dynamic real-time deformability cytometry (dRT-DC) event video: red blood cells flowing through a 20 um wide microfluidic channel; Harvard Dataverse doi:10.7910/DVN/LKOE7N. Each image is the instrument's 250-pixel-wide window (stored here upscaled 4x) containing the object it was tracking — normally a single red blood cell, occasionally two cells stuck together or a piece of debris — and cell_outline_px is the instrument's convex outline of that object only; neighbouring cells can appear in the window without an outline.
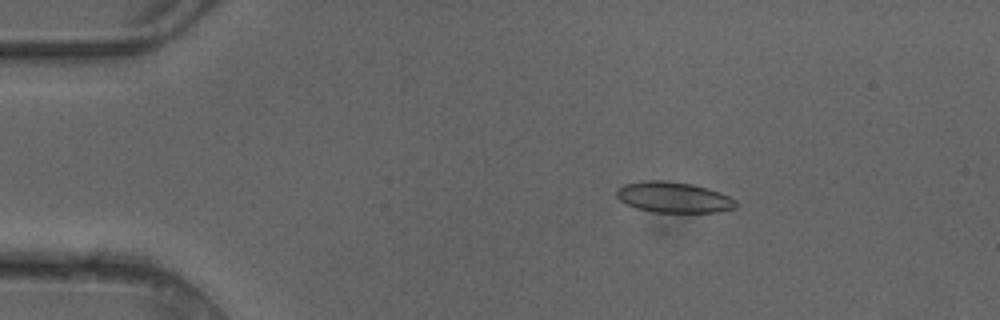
{"species": "common noctule bat (a hibernating species)", "species_latin": "Nyctalus noctula", "temperature_condition": "cold", "stored_images_in_passage": 4, "camera_frame_rate_fps": 3000, "um_per_image_px": 0.085, "animal": {"sex": "female"}, "frame": {"image": 1, "passage_image": 3, "time_ms": 0.667, "image_size_px": [1000, 320], "cell_outline_px": [[736, 208], [716, 212], [652, 212], [636, 208], [620, 200], [616, 196], [616, 188], [624, 184], [648, 180], [664, 180], [692, 184], [708, 188], [720, 192], [736, 200]], "centroid_in_image_um": [57.24, 16.76], "position_along_channel_um": 27.8, "area_um2": 21.39}}